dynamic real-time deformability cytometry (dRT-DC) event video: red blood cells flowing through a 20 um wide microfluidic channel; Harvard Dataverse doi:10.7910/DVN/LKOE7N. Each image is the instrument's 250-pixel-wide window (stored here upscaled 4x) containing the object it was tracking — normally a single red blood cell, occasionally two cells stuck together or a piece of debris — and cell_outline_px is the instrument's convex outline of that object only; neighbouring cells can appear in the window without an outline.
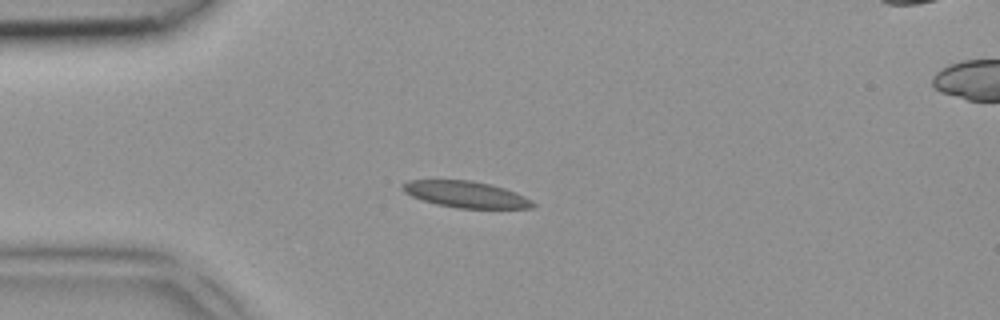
{"species": "common noctule bat (a hibernating species)", "species_latin": "Nyctalus noctula", "temperature_condition": "room temperature", "stored_images_in_passage": 4, "segment_of_instrument_passage": [1, 2], "camera_frame_rate_fps": 3000, "um_per_image_px": 0.085, "animal": {"sex": "female", "body_mass_g": 18.4}, "frame": {"image": 1, "passage_image": 3, "time_ms": 0.667, "image_size_px": [1000, 320], "cell_outline_px": [[536, 204], [532, 208], [460, 208], [436, 204], [412, 196], [404, 192], [400, 188], [400, 184], [408, 180], [472, 180], [504, 188], [516, 192], [532, 200]], "centroid_in_image_um": [39.58, 16.51], "position_along_channel_um": 45.4, "area_um2": 20.0}}